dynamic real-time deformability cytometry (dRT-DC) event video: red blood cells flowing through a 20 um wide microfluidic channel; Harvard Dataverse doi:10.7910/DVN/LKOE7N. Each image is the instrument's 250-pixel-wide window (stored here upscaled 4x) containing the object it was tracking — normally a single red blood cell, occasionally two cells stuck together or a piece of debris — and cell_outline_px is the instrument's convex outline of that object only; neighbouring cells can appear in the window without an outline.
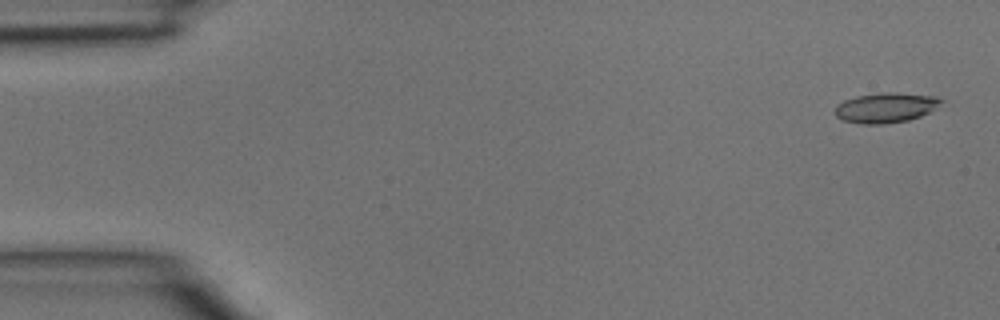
{"species": "common noctule bat (a hibernating species)", "species_latin": "Nyctalus noctula", "temperature_condition": "room temperature", "stored_images_in_passage": 4, "camera_frame_rate_fps": 3000, "um_per_image_px": 0.085, "animal": {"sex": "male", "body_mass_g": 15.6}, "frame": {"image": 1, "passage_image": 1, "time_ms": 0.0, "image_size_px": [1000, 320], "cell_outline_px": [[944, 100], [928, 112], [920, 116], [908, 120], [884, 124], [860, 124], [840, 120], [836, 116], [836, 104], [844, 100], [856, 96], [884, 92], [896, 92], [936, 96]], "centroid_in_image_um": [75.25, 9.15], "position_along_channel_um": 9.8, "area_um2": 18.55}}
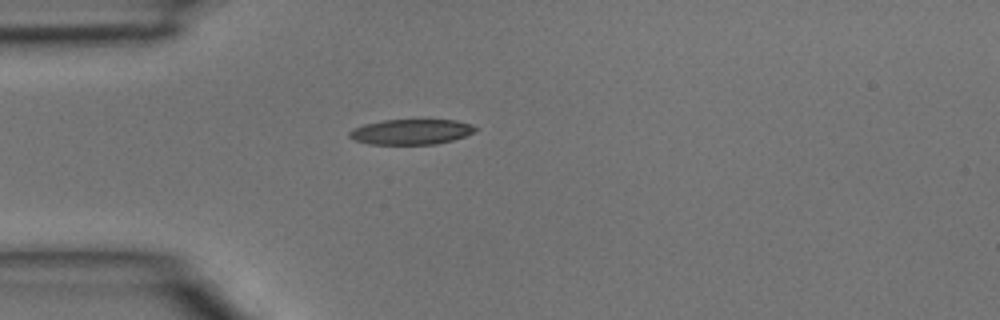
{"frame": {"image": 2, "passage_image": 4, "time_ms": 1.0, "image_size_px": [1000, 320], "cell_outline_px": [[480, 128], [464, 136], [452, 140], [436, 144], [368, 144], [356, 140], [348, 136], [348, 132], [364, 124], [384, 120], [456, 120], [472, 124]], "centroid_in_image_um": [34.97, 11.2], "position_along_channel_um": 50.0, "area_um2": 18.44}}